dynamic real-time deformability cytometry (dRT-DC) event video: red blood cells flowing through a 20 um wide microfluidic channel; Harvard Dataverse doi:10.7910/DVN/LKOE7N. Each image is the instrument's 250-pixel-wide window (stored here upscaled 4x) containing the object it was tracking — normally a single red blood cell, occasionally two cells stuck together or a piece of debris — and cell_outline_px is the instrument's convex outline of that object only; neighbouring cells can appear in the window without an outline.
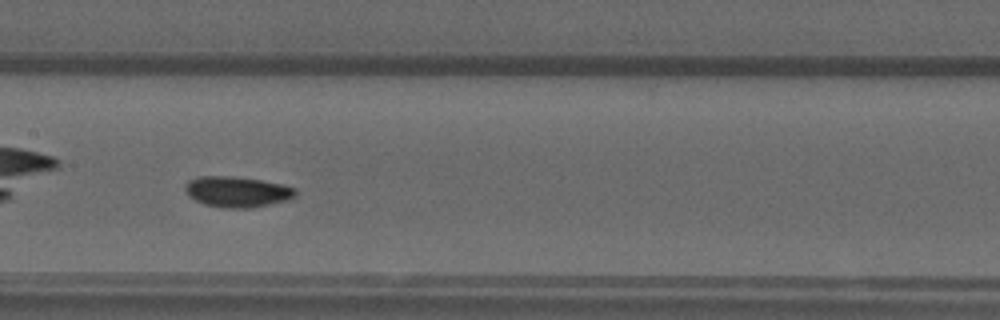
{"species": "common noctule bat (a hibernating species)", "species_latin": "Nyctalus noctula", "temperature_condition": "warm", "stored_images_in_passage": 40, "camera_frame_rate_fps": 3000, "um_per_image_px": 0.085, "animal": {"sex": "male", "forearm_length_mm": 52.5}, "frame": {"image": 1, "passage_image": 12, "time_ms": 3.667, "image_size_px": [1000, 320], "cell_outline_px": [[296, 196], [288, 200], [248, 208], [220, 208], [204, 204], [188, 196], [184, 188], [184, 184], [188, 180], [200, 176], [232, 176], [260, 180], [284, 184], [296, 188]], "centroid_in_image_um": [20.14, 16.29], "position_along_channel_um": 187.3, "area_um2": 19.88}}
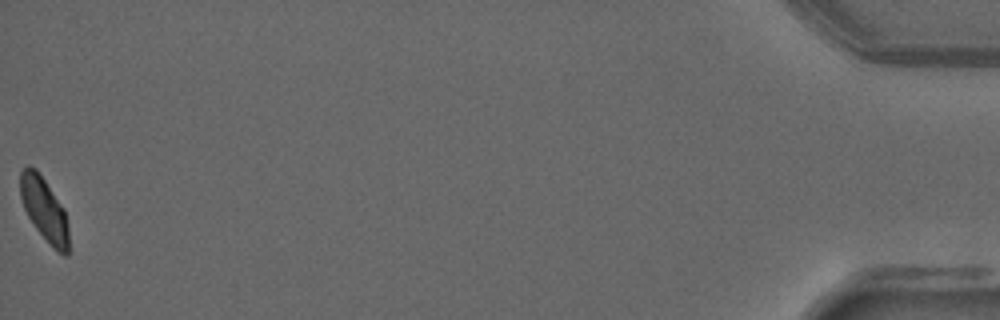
{"frame": {"image": 2, "passage_image": 40, "time_ms": 13.0, "image_size_px": [1000, 320], "cell_outline_px": [[68, 256], [64, 256], [36, 228], [28, 216], [24, 208], [20, 196], [20, 172], [28, 164], [36, 168], [64, 208], [68, 224]], "centroid_in_image_um": [3.75, 17.73], "position_along_channel_um": 431.4, "area_um2": 17.57}, "authors_computed_cell_mechanics": {"area_um2": 18.9584, "velocity_mm_per_s": 3.7451, "shape_relaxation_time_tau1_ms": 4.6133, "shape_relaxation_time_tau2_ms": 0.8509, "deformation_change_tau1": 0.1398, "deformation_change_tau2": 0.0405}}